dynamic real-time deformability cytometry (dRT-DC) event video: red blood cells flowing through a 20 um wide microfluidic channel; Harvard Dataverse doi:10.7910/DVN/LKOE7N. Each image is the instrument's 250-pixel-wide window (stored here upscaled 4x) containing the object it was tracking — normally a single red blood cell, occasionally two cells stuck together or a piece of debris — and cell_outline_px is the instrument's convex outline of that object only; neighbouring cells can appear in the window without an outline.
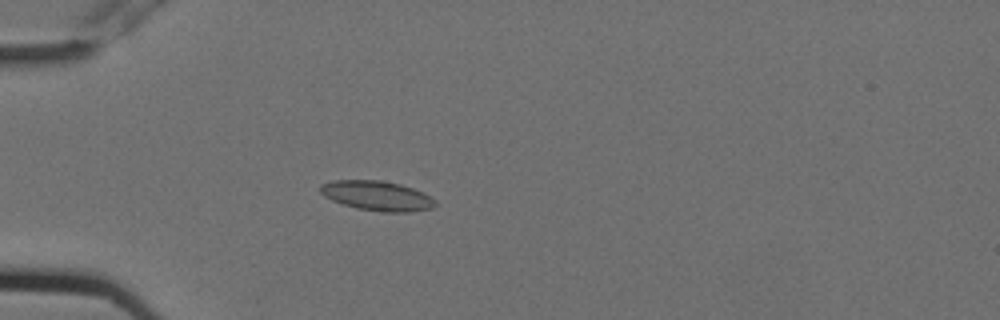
{"species": "Egyptian fruit bat (a non-hibernating species)", "species_latin": "Rousettus aegyptiacus", "temperature_condition": "cold", "stored_images_in_passage": 2, "camera_frame_rate_fps": 3000, "um_per_image_px": 0.085, "animal": {"sex": "female"}, "frame": {"image": 1, "passage_image": 2, "time_ms": 0.333, "image_size_px": [1000, 320], "cell_outline_px": [[436, 204], [432, 208], [408, 212], [384, 212], [356, 208], [332, 200], [324, 196], [320, 192], [320, 184], [332, 180], [380, 180], [400, 184], [412, 188], [436, 200]], "centroid_in_image_um": [32.02, 16.63], "position_along_channel_um": 53.0, "area_um2": 19.77}}